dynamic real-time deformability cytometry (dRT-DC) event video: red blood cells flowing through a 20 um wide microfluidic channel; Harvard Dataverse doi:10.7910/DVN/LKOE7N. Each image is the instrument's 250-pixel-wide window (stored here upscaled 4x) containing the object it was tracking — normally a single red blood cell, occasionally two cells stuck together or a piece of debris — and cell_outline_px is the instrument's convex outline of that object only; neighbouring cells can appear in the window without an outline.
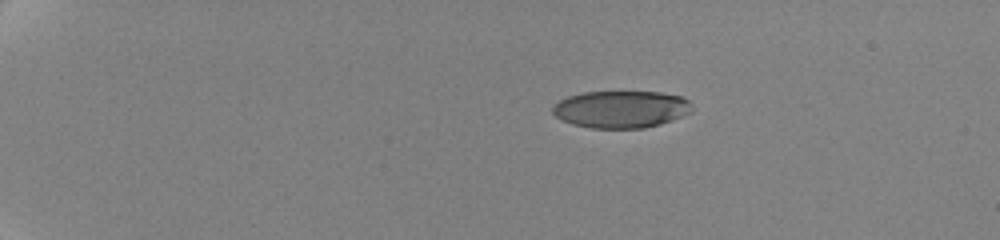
{"species": "human", "species_latin": "Homo sapiens", "temperature_condition": "cold", "stored_images_in_passage": 8, "camera_frame_rate_fps": 3000, "um_per_image_px": 0.085, "donor": {"sex": "female"}, "frame": {"image": 1, "passage_image": 1, "time_ms": 0.0, "image_size_px": [1000, 240], "cell_outline_px": [[692, 112], [672, 120], [660, 124], [644, 128], [592, 128], [572, 124], [556, 116], [552, 112], [552, 108], [560, 100], [568, 96], [580, 92], [660, 92], [684, 96], [688, 100], [692, 108]], "centroid_in_image_um": [52.81, 9.28], "position_along_channel_um": 32.2, "area_um2": 30.23}}
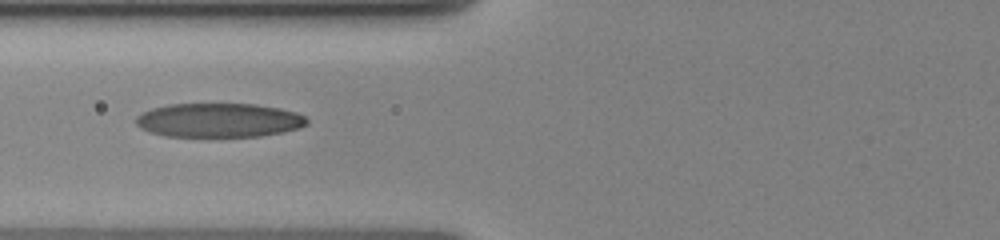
{"frame": {"image": 2, "passage_image": 6, "time_ms": 5.0, "image_size_px": [1000, 240], "cell_outline_px": [[308, 124], [300, 128], [284, 132], [260, 136], [164, 136], [148, 132], [140, 128], [136, 124], [136, 116], [152, 108], [168, 104], [256, 104], [280, 108], [296, 112], [304, 116], [308, 120]], "centroid_in_image_um": [18.61, 10.22], "position_along_channel_um": 107.2, "area_um2": 34.1}}
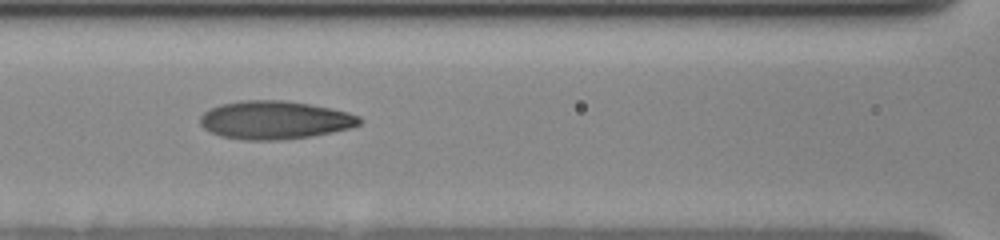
{"frame": {"image": 3, "passage_image": 7, "time_ms": 6.0, "image_size_px": [1000, 240], "cell_outline_px": [[364, 120], [360, 124], [348, 128], [332, 132], [312, 136], [276, 140], [244, 140], [220, 136], [204, 128], [200, 124], [200, 116], [204, 112], [220, 104], [240, 100], [284, 100], [308, 104], [348, 112], [360, 116]], "centroid_in_image_um": [23.35, 10.2], "position_along_channel_um": 143.3, "area_um2": 35.43}}